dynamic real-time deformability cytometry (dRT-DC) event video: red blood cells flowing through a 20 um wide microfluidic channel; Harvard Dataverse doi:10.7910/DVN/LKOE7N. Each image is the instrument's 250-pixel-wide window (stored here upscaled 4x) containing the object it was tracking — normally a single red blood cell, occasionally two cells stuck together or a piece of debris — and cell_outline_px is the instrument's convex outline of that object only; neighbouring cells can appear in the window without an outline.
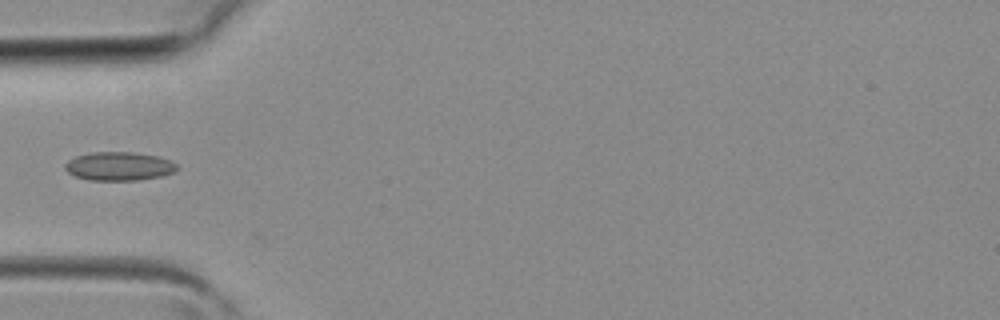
{"species": "common noctule bat (a hibernating species)", "species_latin": "Nyctalus noctula", "temperature_condition": "room temperature", "stored_images_in_passage": 3, "camera_frame_rate_fps": 3000, "um_per_image_px": 0.085, "animal": {"sex": "female", "body_mass_g": 19.3, "forearm_length_mm": 54.1}, "frame": {"image": 1, "passage_image": 3, "time_ms": 0.667, "image_size_px": [1000, 320], "cell_outline_px": [[176, 172], [160, 176], [136, 180], [88, 180], [76, 176], [68, 172], [64, 168], [64, 164], [68, 160], [76, 156], [92, 152], [136, 152], [160, 156], [176, 164]], "centroid_in_image_um": [10.1, 14.12], "position_along_channel_um": 74.9, "area_um2": 18.67}}